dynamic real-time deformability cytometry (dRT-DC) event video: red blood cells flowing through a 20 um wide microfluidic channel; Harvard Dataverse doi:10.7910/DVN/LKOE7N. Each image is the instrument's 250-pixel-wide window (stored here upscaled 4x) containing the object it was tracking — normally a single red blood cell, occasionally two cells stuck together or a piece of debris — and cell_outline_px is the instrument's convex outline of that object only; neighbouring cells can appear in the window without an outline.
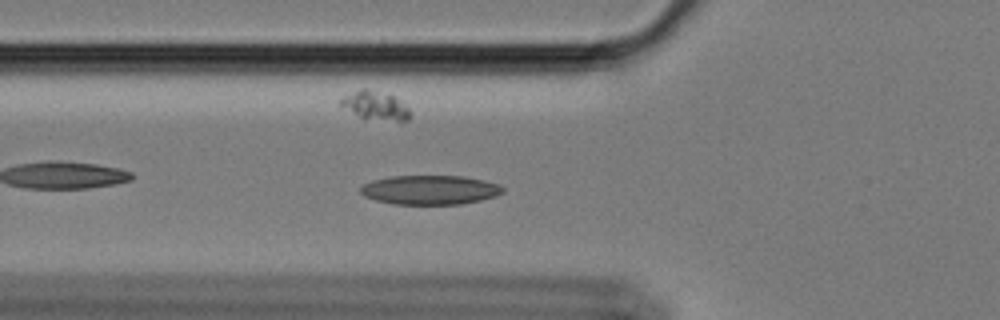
{"species": "Egyptian fruit bat (a non-hibernating species)", "species_latin": "Rousettus aegyptiacus", "temperature_condition": "cold", "stored_images_in_passage": 58, "camera_frame_rate_fps": 3000, "um_per_image_px": 0.085, "animal": {"sex": "female"}, "frame": {"image": 1, "passage_image": 20, "time_ms": 6.333, "image_size_px": [1000, 320], "cell_outline_px": [[504, 192], [496, 196], [480, 200], [460, 204], [392, 204], [376, 200], [364, 196], [360, 192], [360, 188], [364, 184], [372, 180], [392, 176], [464, 176], [484, 180], [500, 184], [504, 188]], "centroid_in_image_um": [36.57, 16.14], "position_along_channel_um": 89.2, "area_um2": 24.33}}
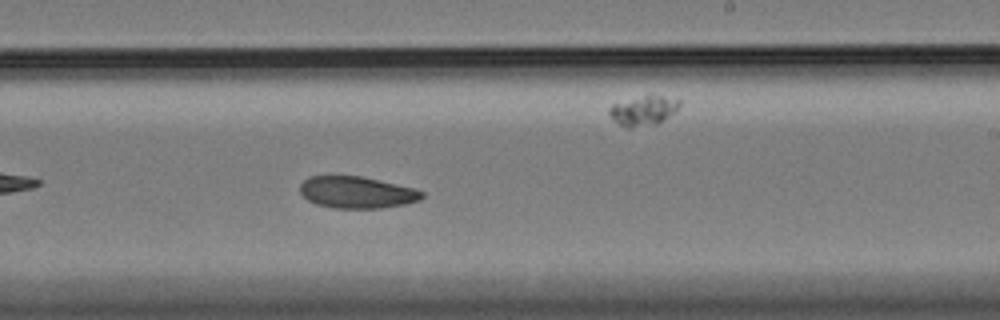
{"frame": {"image": 2, "passage_image": 35, "time_ms": 11.333, "image_size_px": [1000, 320], "cell_outline_px": [[424, 196], [420, 200], [408, 204], [380, 208], [336, 208], [316, 204], [308, 200], [300, 192], [300, 184], [308, 176], [360, 176], [380, 180], [416, 188], [424, 192]], "centroid_in_image_um": [30.37, 16.35], "position_along_channel_um": 258.6, "area_um2": 22.72}}
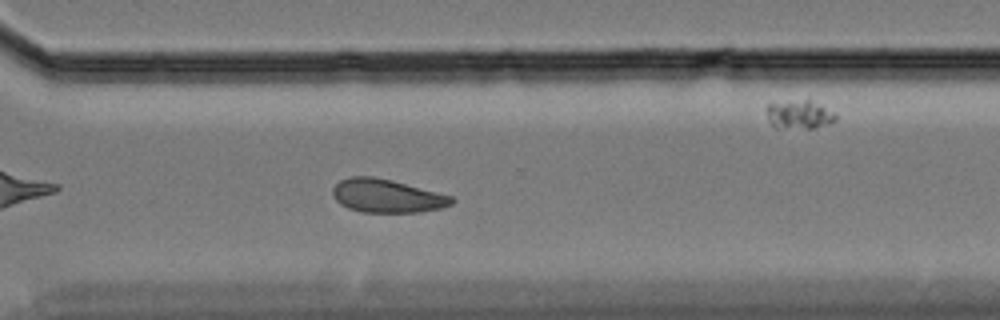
{"frame": {"image": 3, "passage_image": 42, "time_ms": 13.667, "image_size_px": [1000, 320], "cell_outline_px": [[456, 200], [452, 204], [440, 208], [420, 212], [364, 212], [348, 208], [340, 204], [332, 196], [332, 188], [340, 180], [348, 176], [372, 176], [452, 196]], "centroid_in_image_um": [32.84, 16.66], "position_along_channel_um": 337.8, "area_um2": 22.89}, "authors_computed_cell_mechanics": {"area_um2": 23.7558, "velocity_mm_per_s": 3.3785, "shape_relaxation_time_tau1_ms": 4.2446, "shape_relaxation_time_tau2_ms": 8.1533, "deformation_change_tau1": 0.093, "deformation_change_tau2": 0.1326}}